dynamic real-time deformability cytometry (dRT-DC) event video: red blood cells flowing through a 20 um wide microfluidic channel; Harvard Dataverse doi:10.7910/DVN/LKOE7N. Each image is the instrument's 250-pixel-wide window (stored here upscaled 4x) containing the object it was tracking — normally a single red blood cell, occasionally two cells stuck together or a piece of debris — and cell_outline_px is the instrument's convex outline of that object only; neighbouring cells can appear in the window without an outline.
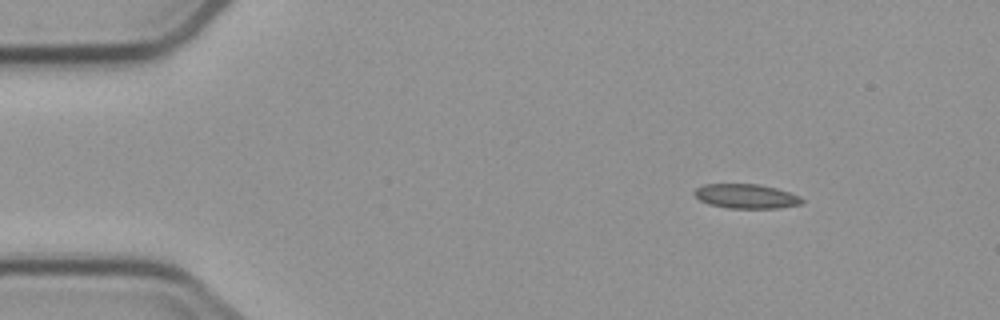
{"species": "common noctule bat (a hibernating species)", "species_latin": "Nyctalus noctula", "temperature_condition": "cold", "stored_images_in_passage": 4, "camera_frame_rate_fps": 3000, "um_per_image_px": 0.085, "animal": {"sex": "male", "body_mass_g": 23.1, "forearm_length_mm": 52.7}, "frame": {"image": 1, "passage_image": 2, "time_ms": 1.0, "image_size_px": [1000, 320], "cell_outline_px": [[804, 200], [800, 204], [776, 208], [728, 208], [708, 204], [700, 200], [696, 196], [696, 188], [704, 184], [756, 184], [776, 188], [800, 196]], "centroid_in_image_um": [63.42, 16.68], "position_along_channel_um": 21.6, "area_um2": 15.09}}
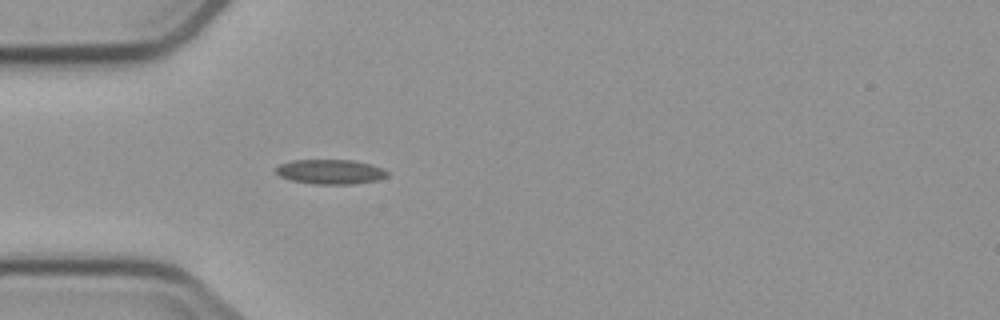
{"frame": {"image": 2, "passage_image": 4, "time_ms": 4.0, "image_size_px": [1000, 320], "cell_outline_px": [[388, 176], [376, 180], [352, 184], [316, 184], [292, 180], [280, 176], [276, 172], [276, 168], [280, 164], [292, 160], [352, 160], [368, 164], [380, 168], [388, 172]], "centroid_in_image_um": [28.06, 14.6], "position_along_channel_um": 56.9, "area_um2": 15.72}}